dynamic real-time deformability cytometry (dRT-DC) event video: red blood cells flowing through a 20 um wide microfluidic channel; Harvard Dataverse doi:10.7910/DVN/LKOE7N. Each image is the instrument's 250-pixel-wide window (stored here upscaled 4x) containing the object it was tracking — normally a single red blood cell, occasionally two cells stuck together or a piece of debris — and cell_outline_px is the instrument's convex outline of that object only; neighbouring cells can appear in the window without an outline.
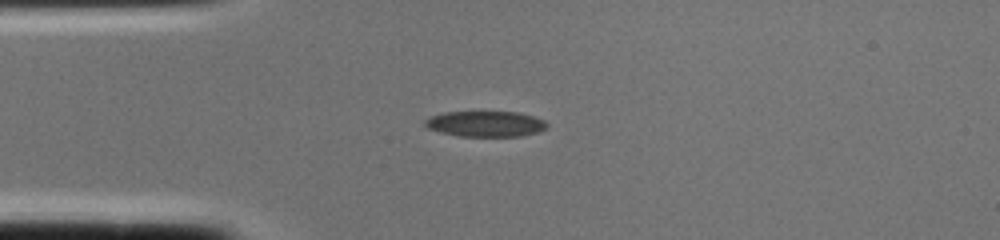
{"species": "common noctule bat (a hibernating species)", "species_latin": "Nyctalus noctula", "temperature_condition": "cold", "stored_images_in_passage": 3, "segment_of_instrument_passage": [2, 2], "camera_frame_rate_fps": 3000, "um_per_image_px": 0.085, "animal": {"sex": "female", "body_mass_g": 22.0, "forearm_length_mm": 56.7}, "frame": {"image": 1, "passage_image": 3, "time_ms": 0.667, "image_size_px": [1000, 240], "cell_outline_px": [[548, 128], [536, 132], [520, 136], [460, 136], [440, 132], [428, 128], [424, 124], [424, 120], [432, 116], [444, 112], [516, 112], [532, 116], [544, 120], [548, 124]], "centroid_in_image_um": [41.27, 10.53], "position_along_channel_um": 43.7, "area_um2": 18.09}}